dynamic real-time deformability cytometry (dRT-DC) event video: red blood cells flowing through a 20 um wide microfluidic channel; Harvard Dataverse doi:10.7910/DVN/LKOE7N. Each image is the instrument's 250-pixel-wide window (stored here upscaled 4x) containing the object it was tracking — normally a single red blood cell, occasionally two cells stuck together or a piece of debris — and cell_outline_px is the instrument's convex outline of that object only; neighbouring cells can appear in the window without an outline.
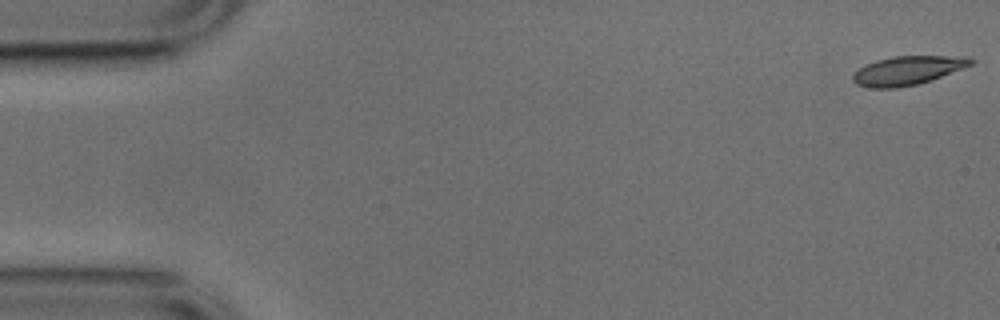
{"species": "common noctule bat (a hibernating species)", "species_latin": "Nyctalus noctula", "temperature_condition": "cold", "stored_images_in_passage": 4, "camera_frame_rate_fps": 3000, "um_per_image_px": 0.085, "animal": {"sex": "male", "body_mass_g": 17.9, "forearm_length_mm": 54.2}, "frame": {"image": 1, "passage_image": 1, "time_ms": 0.0, "image_size_px": [1000, 320], "cell_outline_px": [[972, 64], [964, 68], [916, 84], [896, 88], [872, 88], [856, 84], [852, 80], [852, 76], [864, 64], [876, 60], [892, 56], [968, 56], [972, 60]], "centroid_in_image_um": [77.11, 5.98], "position_along_channel_um": 7.9, "area_um2": 19.59}}